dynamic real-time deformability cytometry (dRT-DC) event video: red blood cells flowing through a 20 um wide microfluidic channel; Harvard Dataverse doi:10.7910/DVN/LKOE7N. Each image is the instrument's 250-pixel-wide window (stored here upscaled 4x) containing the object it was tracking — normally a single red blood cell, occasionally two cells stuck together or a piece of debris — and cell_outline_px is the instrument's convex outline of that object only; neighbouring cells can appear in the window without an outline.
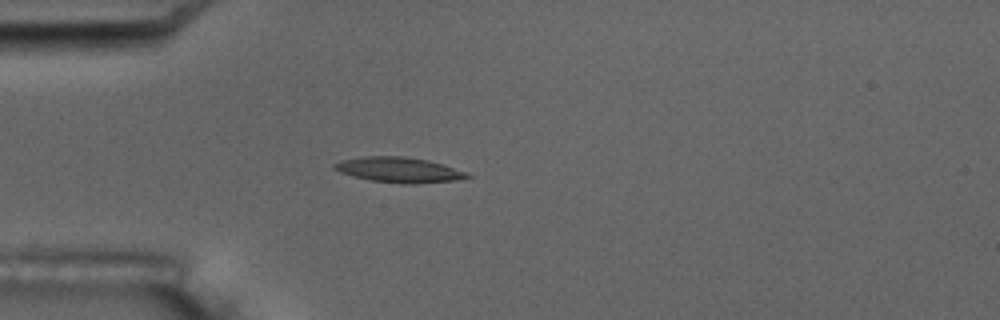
{"species": "common noctule bat (a hibernating species)", "species_latin": "Nyctalus noctula", "temperature_condition": "room temperature", "stored_images_in_passage": 5, "camera_frame_rate_fps": 3000, "um_per_image_px": 0.085, "animal": {"sex": "male", "body_mass_g": 17.5, "forearm_length_mm": 52.3}, "frame": {"image": 1, "passage_image": 5, "time_ms": 5.333, "image_size_px": [1000, 320], "cell_outline_px": [[472, 176], [456, 180], [412, 184], [404, 184], [372, 180], [352, 176], [340, 172], [332, 168], [332, 164], [340, 160], [364, 156], [404, 156], [428, 160], [444, 164], [468, 172]], "centroid_in_image_um": [33.91, 14.43], "position_along_channel_um": 51.1, "area_um2": 19.65}}